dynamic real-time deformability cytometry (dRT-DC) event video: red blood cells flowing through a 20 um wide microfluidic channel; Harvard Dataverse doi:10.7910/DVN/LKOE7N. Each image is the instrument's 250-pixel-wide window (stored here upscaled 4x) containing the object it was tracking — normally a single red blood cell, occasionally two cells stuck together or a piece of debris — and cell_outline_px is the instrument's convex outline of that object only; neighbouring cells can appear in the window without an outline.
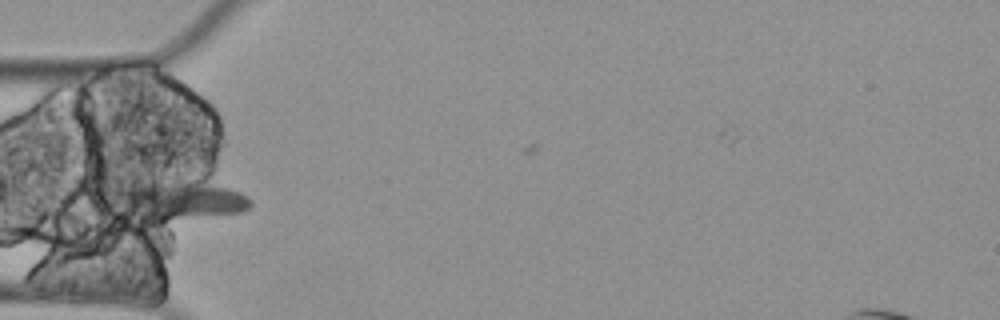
{"species": "Egyptian fruit bat (a non-hibernating species)", "species_latin": "Rousettus aegyptiacus", "temperature_condition": "cold", "stored_images_in_passage": 9, "segment_of_instrument_passage": [1, 2], "camera_frame_rate_fps": 3000, "um_per_image_px": 0.085, "animal": {"sex": "female"}, "frame": {"image": 1, "passage_image": 6, "time_ms": 1.667, "image_size_px": [1000, 320], "cell_outline_px": [[252, 204], [248, 208], [240, 212], [168, 220], [164, 220], [120, 216], [112, 204], [112, 200], [116, 192], [128, 184], [204, 172], [248, 196], [252, 200]], "centroid_in_image_um": [15.25, 16.85], "position_along_channel_um": 69.7, "area_um2": 34.33}}